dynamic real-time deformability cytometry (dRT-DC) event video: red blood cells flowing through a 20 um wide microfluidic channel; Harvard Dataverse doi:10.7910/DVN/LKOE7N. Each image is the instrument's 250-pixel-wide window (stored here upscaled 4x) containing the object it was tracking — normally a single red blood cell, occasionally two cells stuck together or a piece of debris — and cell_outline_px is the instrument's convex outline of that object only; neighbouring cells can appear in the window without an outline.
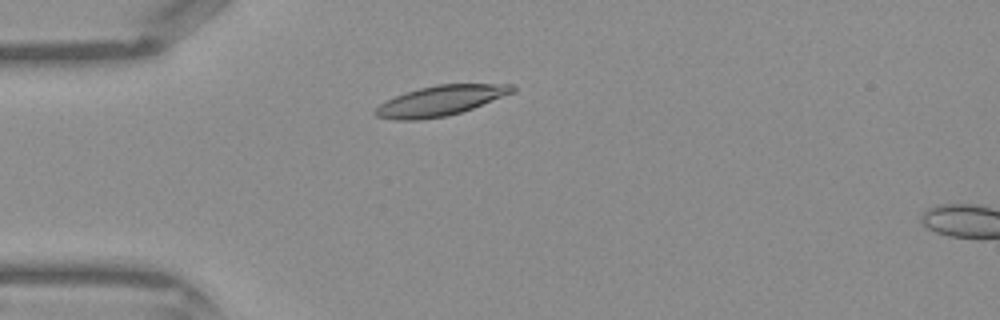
{"species": "Egyptian fruit bat (a non-hibernating species)", "species_latin": "Rousettus aegyptiacus", "temperature_condition": "warm", "stored_images_in_passage": 39, "camera_frame_rate_fps": 3000, "um_per_image_px": 0.085, "frame": {"image": 1, "passage_image": 7, "time_ms": 2.0, "image_size_px": [1000, 320], "cell_outline_px": [[516, 92], [472, 108], [448, 116], [420, 120], [396, 120], [376, 116], [372, 112], [380, 104], [396, 96], [420, 88], [436, 84], [516, 84]], "centroid_in_image_um": [37.48, 8.56], "position_along_channel_um": 47.5, "area_um2": 23.99}}
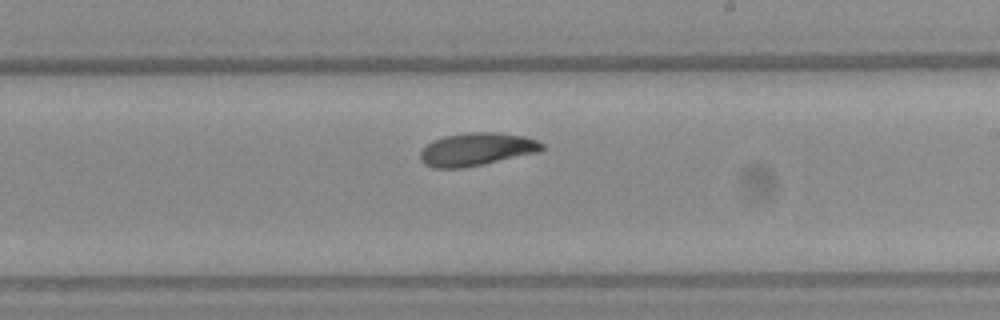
{"frame": {"image": 2, "passage_image": 21, "time_ms": 6.667, "image_size_px": [1000, 320], "cell_outline_px": [[544, 148], [540, 152], [484, 164], [460, 168], [432, 168], [424, 164], [420, 160], [420, 152], [432, 140], [444, 136], [468, 132], [496, 132], [524, 136], [536, 140], [544, 144]], "centroid_in_image_um": [40.51, 12.69], "position_along_channel_um": 248.5, "area_um2": 23.47}}
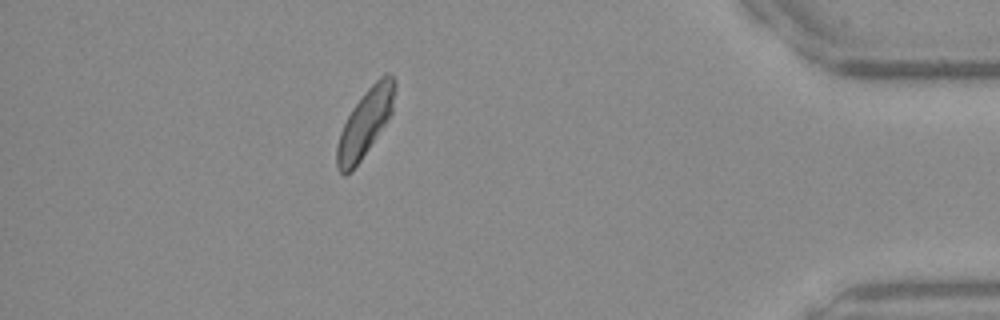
{"frame": {"image": 3, "passage_image": 34, "time_ms": 11.0, "image_size_px": [1000, 320], "cell_outline_px": [[396, 88], [392, 112], [352, 172], [344, 176], [336, 168], [336, 148], [340, 132], [352, 108], [364, 92], [384, 72], [388, 72], [396, 80]], "centroid_in_image_um": [31.03, 10.43], "position_along_channel_um": 404.2, "area_um2": 22.48}}